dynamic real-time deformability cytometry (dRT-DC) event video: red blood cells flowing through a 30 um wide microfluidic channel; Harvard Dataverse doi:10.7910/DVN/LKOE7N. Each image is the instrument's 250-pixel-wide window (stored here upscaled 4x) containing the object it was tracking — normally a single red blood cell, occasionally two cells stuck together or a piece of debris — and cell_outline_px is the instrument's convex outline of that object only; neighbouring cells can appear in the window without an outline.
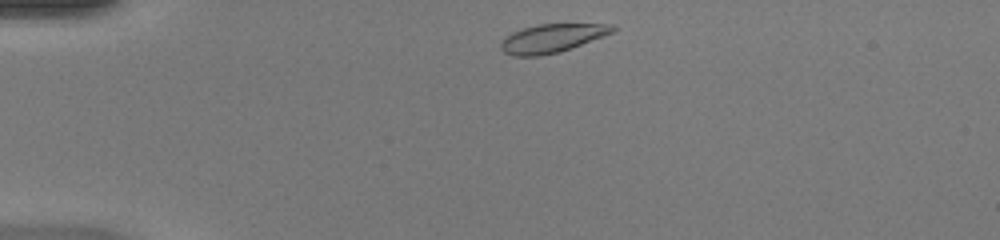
{"species": "common noctule bat (a hibernating species)", "species_latin": "Nyctalus noctula", "temperature_condition": "warm", "stored_images_in_passage": 38, "camera_frame_rate_fps": 3000, "um_per_image_px": 0.085, "animal": {"sex": "female", "body_mass_g": 20.0, "forearm_length_mm": 54.0}, "frame": {"image": 1, "passage_image": 1, "time_ms": 0.0, "image_size_px": [1000, 240], "cell_outline_px": [[620, 28], [604, 36], [572, 48], [560, 52], [540, 56], [512, 56], [504, 52], [500, 48], [500, 40], [504, 36], [512, 32], [536, 24], [612, 24]], "centroid_in_image_um": [46.91, 3.25], "position_along_channel_um": 38.1, "area_um2": 18.84}}
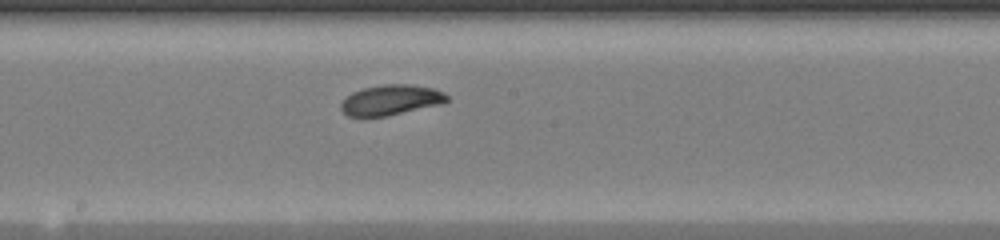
{"frame": {"image": 2, "passage_image": 17, "time_ms": 5.333, "image_size_px": [1000, 240], "cell_outline_px": [[448, 100], [444, 104], [388, 116], [348, 116], [340, 108], [340, 104], [352, 92], [364, 88], [384, 84], [412, 84], [436, 88], [444, 92], [448, 96]], "centroid_in_image_um": [33.3, 8.49], "position_along_channel_um": 214.9, "area_um2": 18.9}}
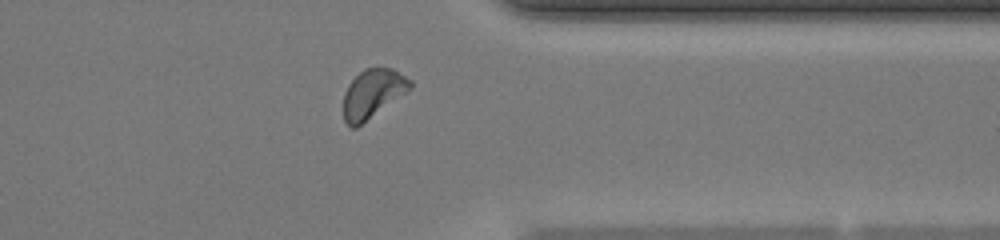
{"frame": {"image": 3, "passage_image": 29, "time_ms": 9.333, "image_size_px": [1000, 240], "cell_outline_px": [[412, 88], [356, 128], [352, 128], [344, 120], [344, 92], [348, 84], [364, 68], [392, 68], [412, 80]], "centroid_in_image_um": [31.68, 7.95], "position_along_channel_um": 379.7, "area_um2": 18.79}, "authors_computed_cell_mechanics": {"area_um2": 18.8139, "velocity_mm_per_s": 4.2356, "shape_relaxation_time_tau1_ms": 1.9129, "shape_relaxation_time_tau2_ms": 10.5014, "deformation_change_tau1": 0.1089, "deformation_change_tau2": 0.1757}}